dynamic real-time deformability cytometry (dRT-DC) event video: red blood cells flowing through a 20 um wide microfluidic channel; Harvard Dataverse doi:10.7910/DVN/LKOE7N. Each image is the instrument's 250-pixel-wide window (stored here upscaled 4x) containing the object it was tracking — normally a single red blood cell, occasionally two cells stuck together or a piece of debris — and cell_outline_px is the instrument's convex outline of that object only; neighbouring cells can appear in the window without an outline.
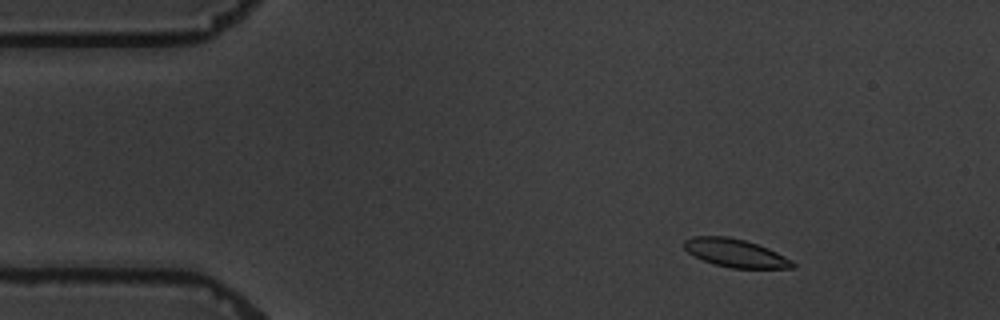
{"species": "common noctule bat (a hibernating species)", "species_latin": "Nyctalus noctula", "temperature_condition": "warm", "stored_images_in_passage": 7, "camera_frame_rate_fps": 3000, "um_per_image_px": 0.085, "animal": {"sex": "male", "body_mass_g": 19.5, "forearm_length_mm": 54.6}, "frame": {"image": 1, "passage_image": 1, "time_ms": 0.0, "image_size_px": [1000, 320], "cell_outline_px": [[796, 268], [732, 268], [716, 264], [704, 260], [688, 252], [684, 248], [684, 240], [692, 236], [728, 236], [744, 240], [768, 248], [792, 260], [796, 264]], "centroid_in_image_um": [62.53, 21.5], "position_along_channel_um": 22.5, "area_um2": 17.63}}
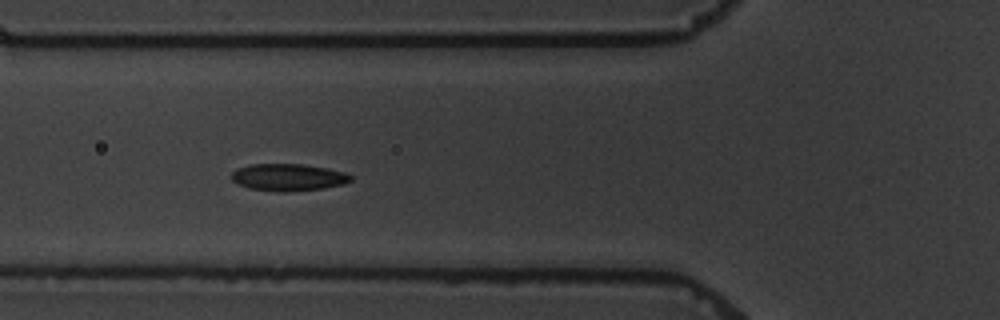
{"frame": {"image": 2, "passage_image": 5, "time_ms": 4.333, "image_size_px": [1000, 320], "cell_outline_px": [[352, 180], [344, 184], [324, 188], [288, 192], [276, 192], [248, 188], [236, 184], [228, 176], [236, 168], [248, 164], [304, 164], [328, 168], [344, 172], [352, 176]], "centroid_in_image_um": [24.45, 15.07], "position_along_channel_um": 101.4, "area_um2": 19.25}}
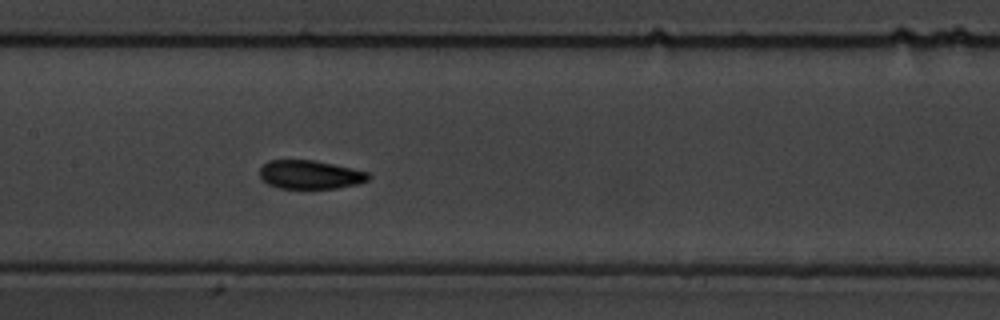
{"frame": {"image": 3, "passage_image": 7, "time_ms": 6.667, "image_size_px": [1000, 320], "cell_outline_px": [[372, 176], [368, 180], [356, 184], [336, 188], [280, 188], [268, 184], [260, 176], [260, 168], [268, 160], [312, 160], [332, 164], [368, 172]], "centroid_in_image_um": [26.35, 14.84], "position_along_channel_um": 181.0, "area_um2": 17.92}}